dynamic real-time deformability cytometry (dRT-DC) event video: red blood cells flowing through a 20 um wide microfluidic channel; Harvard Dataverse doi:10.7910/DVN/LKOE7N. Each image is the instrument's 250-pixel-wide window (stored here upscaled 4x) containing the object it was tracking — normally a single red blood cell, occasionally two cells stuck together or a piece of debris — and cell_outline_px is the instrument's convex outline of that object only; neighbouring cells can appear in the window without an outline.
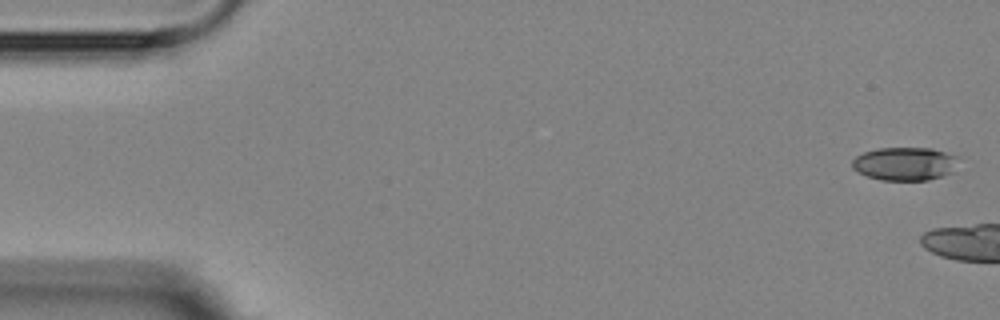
{"species": "Egyptian fruit bat (a non-hibernating species)", "species_latin": "Rousettus aegyptiacus", "temperature_condition": "room temperature", "stored_images_in_passage": 7, "camera_frame_rate_fps": 3000, "um_per_image_px": 0.085, "animal": {"sex": "female"}, "frame": {"image": 1, "passage_image": 1, "time_ms": 0.0, "image_size_px": [1000, 320], "cell_outline_px": [[960, 156], [956, 172], [928, 180], [880, 180], [868, 176], [852, 168], [852, 160], [856, 156], [864, 152], [876, 148], [932, 148]], "centroid_in_image_um": [76.99, 13.91], "position_along_channel_um": 8.0, "area_um2": 20.98}}
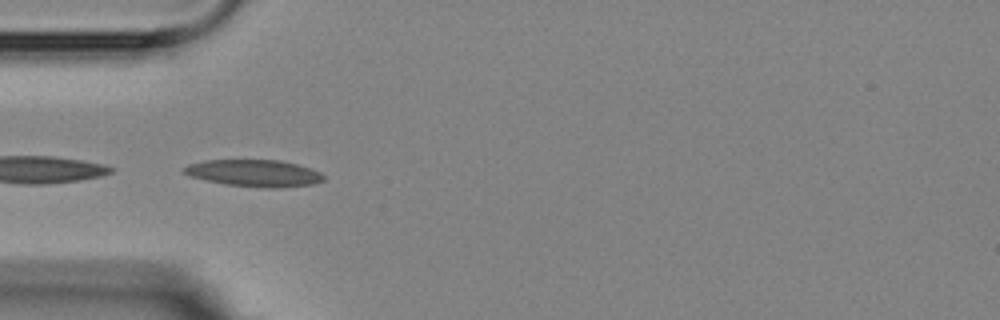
{"frame": {"image": 2, "passage_image": 6, "time_ms": 6.667, "image_size_px": [1000, 320], "cell_outline_px": [[324, 180], [312, 184], [280, 188], [264, 188], [224, 184], [188, 176], [184, 172], [184, 168], [188, 164], [204, 160], [280, 160], [296, 164], [320, 172], [324, 176]], "centroid_in_image_um": [21.59, 14.72], "position_along_channel_um": 63.4, "area_um2": 21.85}}